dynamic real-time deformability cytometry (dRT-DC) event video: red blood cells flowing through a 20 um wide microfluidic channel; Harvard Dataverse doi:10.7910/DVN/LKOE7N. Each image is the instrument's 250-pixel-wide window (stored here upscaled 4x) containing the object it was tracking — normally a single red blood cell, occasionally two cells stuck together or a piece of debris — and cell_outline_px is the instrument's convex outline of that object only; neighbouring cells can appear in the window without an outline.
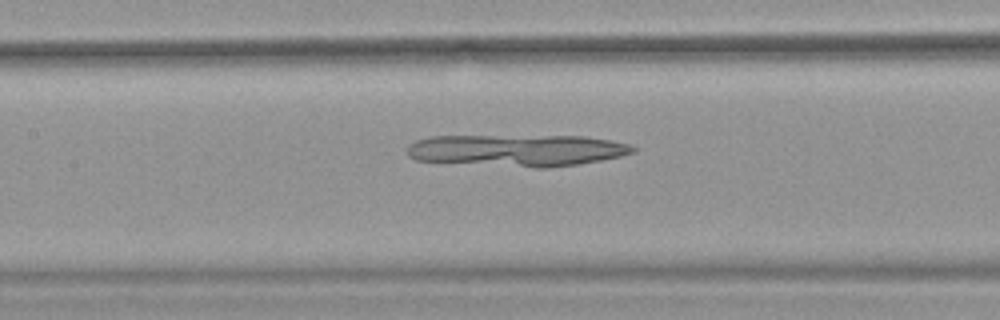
{"species": "common noctule bat (a hibernating species)", "species_latin": "Nyctalus noctula", "temperature_condition": "warm", "stored_images_in_passage": 31, "camera_frame_rate_fps": 3000, "um_per_image_px": 0.085, "animal": {"sex": "female", "body_mass_g": 18.4}, "frame": {"image": 1, "passage_image": 14, "time_ms": 4.333, "image_size_px": [1000, 320], "cell_outline_px": [[636, 152], [620, 156], [580, 164], [548, 168], [536, 168], [416, 160], [408, 156], [408, 144], [416, 140], [432, 136], [584, 136], [608, 140], [628, 144], [636, 148]], "centroid_in_image_um": [43.96, 12.78], "position_along_channel_um": 163.4, "area_um2": 41.91}}